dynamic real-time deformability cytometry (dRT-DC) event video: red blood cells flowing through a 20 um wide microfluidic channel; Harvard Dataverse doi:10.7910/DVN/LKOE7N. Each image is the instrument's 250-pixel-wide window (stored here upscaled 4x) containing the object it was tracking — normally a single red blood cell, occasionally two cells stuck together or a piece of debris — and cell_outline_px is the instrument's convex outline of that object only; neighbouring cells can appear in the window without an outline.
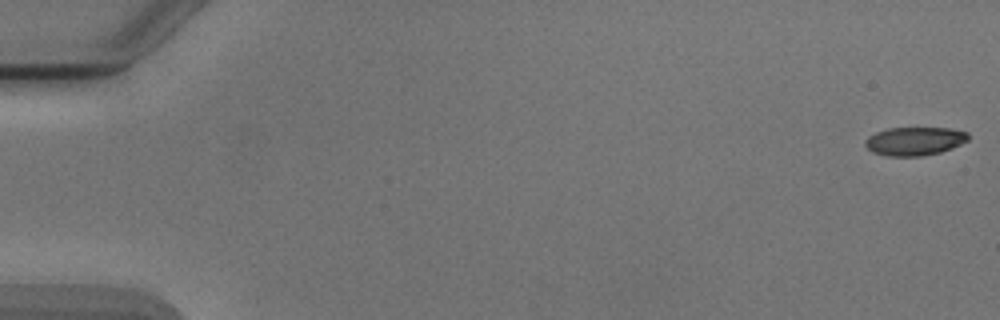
{"species": "Egyptian fruit bat (a non-hibernating species)", "species_latin": "Rousettus aegyptiacus", "temperature_condition": "cold", "stored_images_in_passage": 53, "camera_frame_rate_fps": 3000, "um_per_image_px": 0.085, "animal": {"sex": "male"}, "frame": {"image": 1, "passage_image": 1, "time_ms": 0.0, "image_size_px": [1000, 320], "cell_outline_px": [[968, 140], [952, 148], [940, 152], [920, 156], [888, 156], [872, 152], [864, 144], [864, 140], [868, 136], [876, 132], [888, 128], [948, 128], [968, 132]], "centroid_in_image_um": [77.72, 11.99], "position_along_channel_um": 7.3, "area_um2": 17.05}}
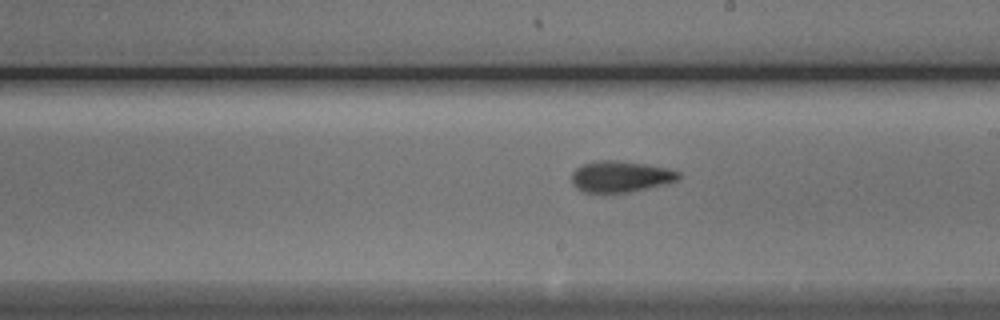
{"frame": {"image": 2, "passage_image": 31, "time_ms": 10.0, "image_size_px": [1000, 320], "cell_outline_px": [[680, 176], [676, 180], [668, 184], [628, 192], [584, 192], [576, 188], [572, 184], [572, 172], [576, 168], [584, 164], [596, 160], [616, 160], [644, 164], [664, 168], [680, 172]], "centroid_in_image_um": [52.72, 15.01], "position_along_channel_um": 236.3, "area_um2": 19.31}}
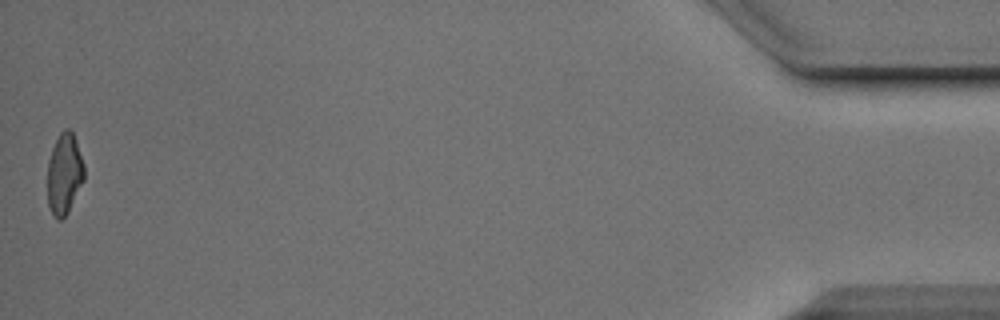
{"frame": {"image": 3, "passage_image": 53, "time_ms": 17.333, "image_size_px": [1000, 320], "cell_outline_px": [[84, 180], [68, 212], [60, 220], [56, 220], [52, 216], [48, 204], [48, 160], [52, 148], [60, 132], [64, 128], [68, 128], [72, 132], [84, 164]], "centroid_in_image_um": [5.46, 14.8], "position_along_channel_um": 429.7, "area_um2": 17.28}, "authors_computed_cell_mechanics": {"area_um2": 18.6694, "velocity_mm_per_s": 3.8993, "shape_relaxation_time_tau1_ms": 4.3658, "shape_relaxation_time_tau2_ms": 2.397, "deformation_change_tau1": 0.1364, "deformation_change_tau2": 0.0952}}